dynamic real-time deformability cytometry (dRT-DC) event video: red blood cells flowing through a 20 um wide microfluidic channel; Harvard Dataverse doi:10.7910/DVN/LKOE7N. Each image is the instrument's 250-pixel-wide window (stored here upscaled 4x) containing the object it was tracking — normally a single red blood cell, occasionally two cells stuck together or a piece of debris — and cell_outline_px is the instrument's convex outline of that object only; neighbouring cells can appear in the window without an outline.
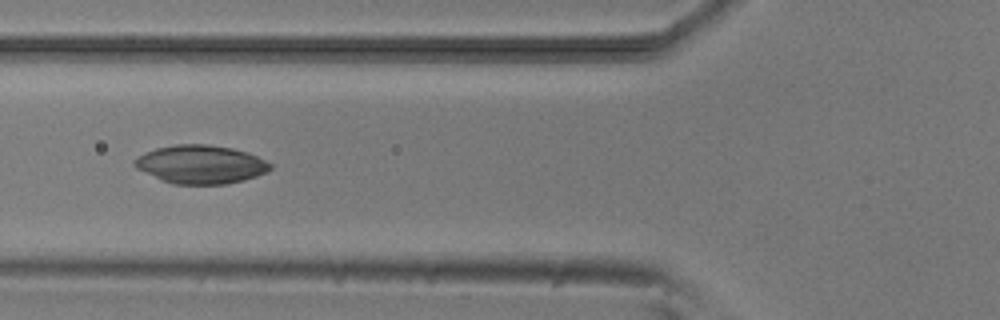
{"species": "common noctule bat (a hibernating species)", "species_latin": "Nyctalus noctula", "temperature_condition": "room temperature", "stored_images_in_passage": 4, "camera_frame_rate_fps": 3000, "um_per_image_px": 0.085, "animal": {"sex": "male", "body_mass_g": 20.5, "forearm_length_mm": 52.5}, "frame": {"image": 1, "passage_image": 4, "time_ms": 3.333, "image_size_px": [1000, 320], "cell_outline_px": [[272, 168], [256, 176], [244, 180], [224, 184], [172, 184], [160, 180], [136, 168], [132, 164], [132, 160], [156, 148], [176, 144], [208, 144], [232, 148], [248, 152], [272, 164]], "centroid_in_image_um": [17.04, 13.97], "position_along_channel_um": 108.8, "area_um2": 30.35}}